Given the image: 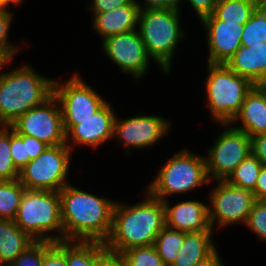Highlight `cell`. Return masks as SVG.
Listing matches in <instances>:
<instances>
[{"label":"cell","mask_w":266,"mask_h":266,"mask_svg":"<svg viewBox=\"0 0 266 266\" xmlns=\"http://www.w3.org/2000/svg\"><path fill=\"white\" fill-rule=\"evenodd\" d=\"M63 241L104 243L112 228L115 203L67 184L59 191Z\"/></svg>","instance_id":"cell-1"},{"label":"cell","mask_w":266,"mask_h":266,"mask_svg":"<svg viewBox=\"0 0 266 266\" xmlns=\"http://www.w3.org/2000/svg\"><path fill=\"white\" fill-rule=\"evenodd\" d=\"M147 198L134 205L115 203L112 228L104 245L123 253L138 246L154 244L158 233L165 227L163 201L147 192Z\"/></svg>","instance_id":"cell-2"},{"label":"cell","mask_w":266,"mask_h":266,"mask_svg":"<svg viewBox=\"0 0 266 266\" xmlns=\"http://www.w3.org/2000/svg\"><path fill=\"white\" fill-rule=\"evenodd\" d=\"M54 79L28 65L0 75V126H10L22 114L53 95Z\"/></svg>","instance_id":"cell-3"},{"label":"cell","mask_w":266,"mask_h":266,"mask_svg":"<svg viewBox=\"0 0 266 266\" xmlns=\"http://www.w3.org/2000/svg\"><path fill=\"white\" fill-rule=\"evenodd\" d=\"M14 221L35 241H63L59 192L25 189Z\"/></svg>","instance_id":"cell-4"},{"label":"cell","mask_w":266,"mask_h":266,"mask_svg":"<svg viewBox=\"0 0 266 266\" xmlns=\"http://www.w3.org/2000/svg\"><path fill=\"white\" fill-rule=\"evenodd\" d=\"M180 10L140 9L139 34L149 56L159 64L164 73L171 70L172 57L180 40L185 37L181 31Z\"/></svg>","instance_id":"cell-5"},{"label":"cell","mask_w":266,"mask_h":266,"mask_svg":"<svg viewBox=\"0 0 266 266\" xmlns=\"http://www.w3.org/2000/svg\"><path fill=\"white\" fill-rule=\"evenodd\" d=\"M207 66L209 73L205 84L207 106L216 123L230 124L254 85L233 72L226 64L207 63Z\"/></svg>","instance_id":"cell-6"},{"label":"cell","mask_w":266,"mask_h":266,"mask_svg":"<svg viewBox=\"0 0 266 266\" xmlns=\"http://www.w3.org/2000/svg\"><path fill=\"white\" fill-rule=\"evenodd\" d=\"M157 175L146 192L161 201L167 200L168 195L190 192L211 181L207 175L206 158L187 149L168 159Z\"/></svg>","instance_id":"cell-7"},{"label":"cell","mask_w":266,"mask_h":266,"mask_svg":"<svg viewBox=\"0 0 266 266\" xmlns=\"http://www.w3.org/2000/svg\"><path fill=\"white\" fill-rule=\"evenodd\" d=\"M72 150L66 145L48 146L19 172L18 180L28 190L59 192L67 184Z\"/></svg>","instance_id":"cell-8"},{"label":"cell","mask_w":266,"mask_h":266,"mask_svg":"<svg viewBox=\"0 0 266 266\" xmlns=\"http://www.w3.org/2000/svg\"><path fill=\"white\" fill-rule=\"evenodd\" d=\"M226 128L208 149L206 168L209 180H226L235 168L251 153V137L244 131L222 124ZM228 126V128H227ZM230 126V128H229Z\"/></svg>","instance_id":"cell-9"},{"label":"cell","mask_w":266,"mask_h":266,"mask_svg":"<svg viewBox=\"0 0 266 266\" xmlns=\"http://www.w3.org/2000/svg\"><path fill=\"white\" fill-rule=\"evenodd\" d=\"M10 127L17 134L35 137L48 146L66 144L62 113L54 95L22 114Z\"/></svg>","instance_id":"cell-10"},{"label":"cell","mask_w":266,"mask_h":266,"mask_svg":"<svg viewBox=\"0 0 266 266\" xmlns=\"http://www.w3.org/2000/svg\"><path fill=\"white\" fill-rule=\"evenodd\" d=\"M210 194L208 218L212 229L216 223L220 227L240 222L245 224L256 201L252 191L234 186L225 180L218 181Z\"/></svg>","instance_id":"cell-11"},{"label":"cell","mask_w":266,"mask_h":266,"mask_svg":"<svg viewBox=\"0 0 266 266\" xmlns=\"http://www.w3.org/2000/svg\"><path fill=\"white\" fill-rule=\"evenodd\" d=\"M60 83L54 79L53 95L59 102L63 120H83L91 117L107 102L78 74Z\"/></svg>","instance_id":"cell-12"},{"label":"cell","mask_w":266,"mask_h":266,"mask_svg":"<svg viewBox=\"0 0 266 266\" xmlns=\"http://www.w3.org/2000/svg\"><path fill=\"white\" fill-rule=\"evenodd\" d=\"M103 50L108 58L116 63L124 73H129L133 78L140 79L146 74L150 56L139 31L112 35L102 42Z\"/></svg>","instance_id":"cell-13"},{"label":"cell","mask_w":266,"mask_h":266,"mask_svg":"<svg viewBox=\"0 0 266 266\" xmlns=\"http://www.w3.org/2000/svg\"><path fill=\"white\" fill-rule=\"evenodd\" d=\"M115 112L108 101L91 117L83 120H63L66 132V145L72 150L75 144L97 148L105 141L113 138ZM70 136V137H69ZM73 144L68 143V139Z\"/></svg>","instance_id":"cell-14"},{"label":"cell","mask_w":266,"mask_h":266,"mask_svg":"<svg viewBox=\"0 0 266 266\" xmlns=\"http://www.w3.org/2000/svg\"><path fill=\"white\" fill-rule=\"evenodd\" d=\"M170 127L171 122L160 116L138 115L123 121L116 116L113 137L121 139L128 149L146 148L163 139Z\"/></svg>","instance_id":"cell-15"},{"label":"cell","mask_w":266,"mask_h":266,"mask_svg":"<svg viewBox=\"0 0 266 266\" xmlns=\"http://www.w3.org/2000/svg\"><path fill=\"white\" fill-rule=\"evenodd\" d=\"M207 32L209 64H226L241 47L244 25L219 20L214 14L201 20Z\"/></svg>","instance_id":"cell-16"},{"label":"cell","mask_w":266,"mask_h":266,"mask_svg":"<svg viewBox=\"0 0 266 266\" xmlns=\"http://www.w3.org/2000/svg\"><path fill=\"white\" fill-rule=\"evenodd\" d=\"M165 207V226L185 233L213 231L208 218V205L196 200L180 202L172 207L168 199Z\"/></svg>","instance_id":"cell-17"},{"label":"cell","mask_w":266,"mask_h":266,"mask_svg":"<svg viewBox=\"0 0 266 266\" xmlns=\"http://www.w3.org/2000/svg\"><path fill=\"white\" fill-rule=\"evenodd\" d=\"M226 65L253 85H260L266 78V42L251 46L241 45Z\"/></svg>","instance_id":"cell-18"},{"label":"cell","mask_w":266,"mask_h":266,"mask_svg":"<svg viewBox=\"0 0 266 266\" xmlns=\"http://www.w3.org/2000/svg\"><path fill=\"white\" fill-rule=\"evenodd\" d=\"M242 121L243 126L234 127L248 136L266 133V92L260 85H254L247 93L239 113L230 123Z\"/></svg>","instance_id":"cell-19"},{"label":"cell","mask_w":266,"mask_h":266,"mask_svg":"<svg viewBox=\"0 0 266 266\" xmlns=\"http://www.w3.org/2000/svg\"><path fill=\"white\" fill-rule=\"evenodd\" d=\"M140 5L131 3L93 16V27L102 41L112 35L137 29Z\"/></svg>","instance_id":"cell-20"},{"label":"cell","mask_w":266,"mask_h":266,"mask_svg":"<svg viewBox=\"0 0 266 266\" xmlns=\"http://www.w3.org/2000/svg\"><path fill=\"white\" fill-rule=\"evenodd\" d=\"M35 240L14 220L0 219V266H9Z\"/></svg>","instance_id":"cell-21"},{"label":"cell","mask_w":266,"mask_h":266,"mask_svg":"<svg viewBox=\"0 0 266 266\" xmlns=\"http://www.w3.org/2000/svg\"><path fill=\"white\" fill-rule=\"evenodd\" d=\"M213 231L185 233L184 243L171 266H196L217 248L212 239Z\"/></svg>","instance_id":"cell-22"},{"label":"cell","mask_w":266,"mask_h":266,"mask_svg":"<svg viewBox=\"0 0 266 266\" xmlns=\"http://www.w3.org/2000/svg\"><path fill=\"white\" fill-rule=\"evenodd\" d=\"M256 5L255 0H217L213 14L219 20L244 25L251 18Z\"/></svg>","instance_id":"cell-23"},{"label":"cell","mask_w":266,"mask_h":266,"mask_svg":"<svg viewBox=\"0 0 266 266\" xmlns=\"http://www.w3.org/2000/svg\"><path fill=\"white\" fill-rule=\"evenodd\" d=\"M185 232L164 227L155 238L154 246L165 266H171L179 255Z\"/></svg>","instance_id":"cell-24"},{"label":"cell","mask_w":266,"mask_h":266,"mask_svg":"<svg viewBox=\"0 0 266 266\" xmlns=\"http://www.w3.org/2000/svg\"><path fill=\"white\" fill-rule=\"evenodd\" d=\"M25 189L18 179L0 180V219H15Z\"/></svg>","instance_id":"cell-25"},{"label":"cell","mask_w":266,"mask_h":266,"mask_svg":"<svg viewBox=\"0 0 266 266\" xmlns=\"http://www.w3.org/2000/svg\"><path fill=\"white\" fill-rule=\"evenodd\" d=\"M261 167L262 163L251 153L235 168L225 181L253 192Z\"/></svg>","instance_id":"cell-26"},{"label":"cell","mask_w":266,"mask_h":266,"mask_svg":"<svg viewBox=\"0 0 266 266\" xmlns=\"http://www.w3.org/2000/svg\"><path fill=\"white\" fill-rule=\"evenodd\" d=\"M266 42V5H256L251 18L244 24L241 45L251 46Z\"/></svg>","instance_id":"cell-27"},{"label":"cell","mask_w":266,"mask_h":266,"mask_svg":"<svg viewBox=\"0 0 266 266\" xmlns=\"http://www.w3.org/2000/svg\"><path fill=\"white\" fill-rule=\"evenodd\" d=\"M100 242L66 241L67 266H94L95 247Z\"/></svg>","instance_id":"cell-28"},{"label":"cell","mask_w":266,"mask_h":266,"mask_svg":"<svg viewBox=\"0 0 266 266\" xmlns=\"http://www.w3.org/2000/svg\"><path fill=\"white\" fill-rule=\"evenodd\" d=\"M19 172L10 153V126H0V180H16Z\"/></svg>","instance_id":"cell-29"},{"label":"cell","mask_w":266,"mask_h":266,"mask_svg":"<svg viewBox=\"0 0 266 266\" xmlns=\"http://www.w3.org/2000/svg\"><path fill=\"white\" fill-rule=\"evenodd\" d=\"M122 254L125 266H165L153 244L133 247Z\"/></svg>","instance_id":"cell-30"},{"label":"cell","mask_w":266,"mask_h":266,"mask_svg":"<svg viewBox=\"0 0 266 266\" xmlns=\"http://www.w3.org/2000/svg\"><path fill=\"white\" fill-rule=\"evenodd\" d=\"M245 225L257 237L266 240V200H256L254 202Z\"/></svg>","instance_id":"cell-31"},{"label":"cell","mask_w":266,"mask_h":266,"mask_svg":"<svg viewBox=\"0 0 266 266\" xmlns=\"http://www.w3.org/2000/svg\"><path fill=\"white\" fill-rule=\"evenodd\" d=\"M10 153L15 167L20 171L31 160L27 149V135L17 134L10 127Z\"/></svg>","instance_id":"cell-32"},{"label":"cell","mask_w":266,"mask_h":266,"mask_svg":"<svg viewBox=\"0 0 266 266\" xmlns=\"http://www.w3.org/2000/svg\"><path fill=\"white\" fill-rule=\"evenodd\" d=\"M42 266H67L66 241H44V258Z\"/></svg>","instance_id":"cell-33"},{"label":"cell","mask_w":266,"mask_h":266,"mask_svg":"<svg viewBox=\"0 0 266 266\" xmlns=\"http://www.w3.org/2000/svg\"><path fill=\"white\" fill-rule=\"evenodd\" d=\"M44 241H35L23 251L9 266H42Z\"/></svg>","instance_id":"cell-34"},{"label":"cell","mask_w":266,"mask_h":266,"mask_svg":"<svg viewBox=\"0 0 266 266\" xmlns=\"http://www.w3.org/2000/svg\"><path fill=\"white\" fill-rule=\"evenodd\" d=\"M94 266H125L123 254L109 249L104 243H99L95 247Z\"/></svg>","instance_id":"cell-35"},{"label":"cell","mask_w":266,"mask_h":266,"mask_svg":"<svg viewBox=\"0 0 266 266\" xmlns=\"http://www.w3.org/2000/svg\"><path fill=\"white\" fill-rule=\"evenodd\" d=\"M13 14L9 10H0V47L4 48L12 57L19 51L20 47L7 42L8 32L11 27ZM18 50V51H17Z\"/></svg>","instance_id":"cell-36"},{"label":"cell","mask_w":266,"mask_h":266,"mask_svg":"<svg viewBox=\"0 0 266 266\" xmlns=\"http://www.w3.org/2000/svg\"><path fill=\"white\" fill-rule=\"evenodd\" d=\"M131 3H138L136 0H92L89 9L92 10L93 16L95 14L112 11L118 7L128 5Z\"/></svg>","instance_id":"cell-37"},{"label":"cell","mask_w":266,"mask_h":266,"mask_svg":"<svg viewBox=\"0 0 266 266\" xmlns=\"http://www.w3.org/2000/svg\"><path fill=\"white\" fill-rule=\"evenodd\" d=\"M252 154L266 167V133L251 137Z\"/></svg>","instance_id":"cell-38"},{"label":"cell","mask_w":266,"mask_h":266,"mask_svg":"<svg viewBox=\"0 0 266 266\" xmlns=\"http://www.w3.org/2000/svg\"><path fill=\"white\" fill-rule=\"evenodd\" d=\"M195 13L202 20L206 16L212 15L217 4V0H188Z\"/></svg>","instance_id":"cell-39"},{"label":"cell","mask_w":266,"mask_h":266,"mask_svg":"<svg viewBox=\"0 0 266 266\" xmlns=\"http://www.w3.org/2000/svg\"><path fill=\"white\" fill-rule=\"evenodd\" d=\"M180 1L182 0H144V5L141 6L142 3L137 1L140 5V9H180Z\"/></svg>","instance_id":"cell-40"},{"label":"cell","mask_w":266,"mask_h":266,"mask_svg":"<svg viewBox=\"0 0 266 266\" xmlns=\"http://www.w3.org/2000/svg\"><path fill=\"white\" fill-rule=\"evenodd\" d=\"M47 147L48 145L37 138L27 136V149L31 160L36 159Z\"/></svg>","instance_id":"cell-41"},{"label":"cell","mask_w":266,"mask_h":266,"mask_svg":"<svg viewBox=\"0 0 266 266\" xmlns=\"http://www.w3.org/2000/svg\"><path fill=\"white\" fill-rule=\"evenodd\" d=\"M256 200H266V167L262 166L257 177L255 190L253 191Z\"/></svg>","instance_id":"cell-42"},{"label":"cell","mask_w":266,"mask_h":266,"mask_svg":"<svg viewBox=\"0 0 266 266\" xmlns=\"http://www.w3.org/2000/svg\"><path fill=\"white\" fill-rule=\"evenodd\" d=\"M196 266H224L220 259L219 253L215 250L204 260L200 261Z\"/></svg>","instance_id":"cell-43"},{"label":"cell","mask_w":266,"mask_h":266,"mask_svg":"<svg viewBox=\"0 0 266 266\" xmlns=\"http://www.w3.org/2000/svg\"><path fill=\"white\" fill-rule=\"evenodd\" d=\"M14 58L2 47H0V70L7 64H10ZM2 73H0L1 75Z\"/></svg>","instance_id":"cell-44"},{"label":"cell","mask_w":266,"mask_h":266,"mask_svg":"<svg viewBox=\"0 0 266 266\" xmlns=\"http://www.w3.org/2000/svg\"><path fill=\"white\" fill-rule=\"evenodd\" d=\"M23 0H4L5 2V9L9 7L10 3H13L14 5H19L22 3Z\"/></svg>","instance_id":"cell-45"},{"label":"cell","mask_w":266,"mask_h":266,"mask_svg":"<svg viewBox=\"0 0 266 266\" xmlns=\"http://www.w3.org/2000/svg\"><path fill=\"white\" fill-rule=\"evenodd\" d=\"M260 87L266 92V78L263 80V82L260 84Z\"/></svg>","instance_id":"cell-46"},{"label":"cell","mask_w":266,"mask_h":266,"mask_svg":"<svg viewBox=\"0 0 266 266\" xmlns=\"http://www.w3.org/2000/svg\"><path fill=\"white\" fill-rule=\"evenodd\" d=\"M258 5H266V0H255Z\"/></svg>","instance_id":"cell-47"},{"label":"cell","mask_w":266,"mask_h":266,"mask_svg":"<svg viewBox=\"0 0 266 266\" xmlns=\"http://www.w3.org/2000/svg\"><path fill=\"white\" fill-rule=\"evenodd\" d=\"M5 9V2L4 0H0V10Z\"/></svg>","instance_id":"cell-48"}]
</instances>
